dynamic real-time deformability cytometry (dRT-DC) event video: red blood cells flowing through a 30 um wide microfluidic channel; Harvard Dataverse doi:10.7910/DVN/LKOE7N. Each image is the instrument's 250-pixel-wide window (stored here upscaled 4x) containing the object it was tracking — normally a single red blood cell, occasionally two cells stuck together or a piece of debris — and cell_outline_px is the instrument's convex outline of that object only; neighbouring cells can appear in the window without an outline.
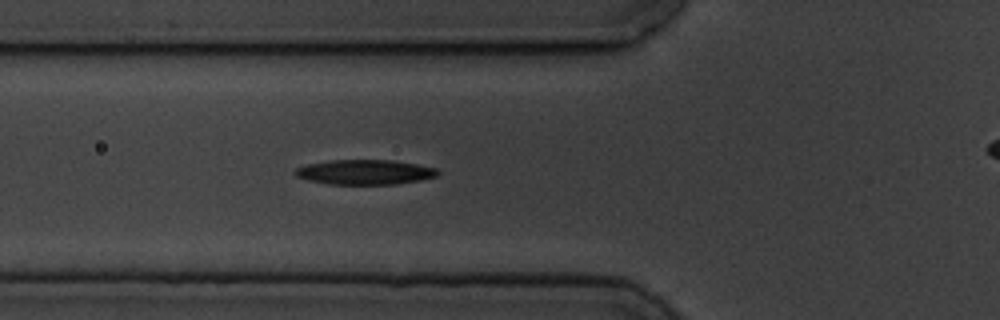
{"species": "common noctule bat (a hibernating species)", "species_latin": "Nyctalus noctula", "temperature_condition": "cold", "stored_images_in_passage": 5, "camera_frame_rate_fps": 3000, "um_per_image_px": 0.085, "animal": {"sex": "male", "body_mass_g": 19.5, "forearm_length_mm": 54.6}, "frame": {"image": 1, "passage_image": 4, "time_ms": 3.667, "image_size_px": [1000, 320], "cell_outline_px": [[440, 172], [436, 176], [420, 180], [396, 184], [328, 184], [308, 180], [296, 176], [292, 172], [296, 168], [304, 164], [332, 160], [392, 160], [416, 164], [436, 168]], "centroid_in_image_um": [30.97, 14.63], "position_along_channel_um": 94.8, "area_um2": 20.69}}